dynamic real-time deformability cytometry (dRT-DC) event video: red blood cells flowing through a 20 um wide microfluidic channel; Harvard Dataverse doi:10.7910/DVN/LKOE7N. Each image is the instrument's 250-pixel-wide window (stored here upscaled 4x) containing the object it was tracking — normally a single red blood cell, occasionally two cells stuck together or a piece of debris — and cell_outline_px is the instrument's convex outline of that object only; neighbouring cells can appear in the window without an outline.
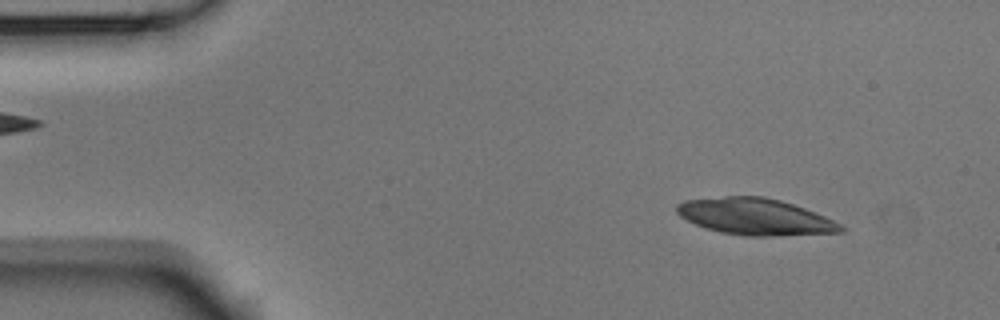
{"species": "Egyptian fruit bat (a non-hibernating species)", "species_latin": "Rousettus aegyptiacus", "temperature_condition": "room temperature", "stored_images_in_passage": 5, "camera_frame_rate_fps": 3000, "um_per_image_px": 0.085, "animal": {"sex": "male"}, "frame": {"image": 1, "passage_image": 1, "time_ms": 0.0, "image_size_px": [1000, 320], "cell_outline_px": [[844, 232], [776, 236], [744, 236], [720, 232], [704, 228], [680, 216], [676, 212], [676, 204], [684, 200], [724, 196], [764, 196], [780, 200], [804, 208], [824, 216], [840, 224], [844, 228]], "centroid_in_image_um": [64.16, 18.42], "position_along_channel_um": 20.8, "area_um2": 34.97}}